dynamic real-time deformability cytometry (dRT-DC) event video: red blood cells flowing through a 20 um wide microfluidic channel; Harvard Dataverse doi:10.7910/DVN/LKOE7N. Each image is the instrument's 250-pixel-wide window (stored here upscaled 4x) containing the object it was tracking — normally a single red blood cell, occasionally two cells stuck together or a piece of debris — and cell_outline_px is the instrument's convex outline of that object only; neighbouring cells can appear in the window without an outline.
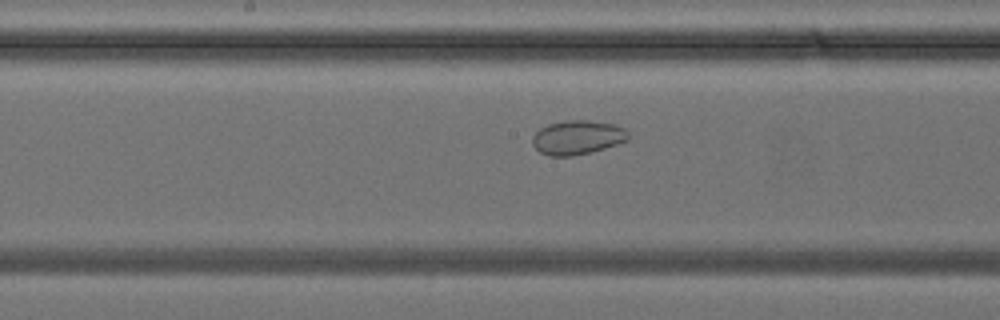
{"species": "common noctule bat (a hibernating species)", "species_latin": "Nyctalus noctula", "temperature_condition": "cold", "stored_images_in_passage": 19, "camera_frame_rate_fps": 3000, "um_per_image_px": 0.085, "animal": {"sex": "female", "body_mass_g": 24.6, "forearm_length_mm": 56.2}, "frame": {"image": 1, "passage_image": 13, "time_ms": 4.0, "image_size_px": [1000, 320], "cell_outline_px": [[628, 140], [592, 152], [572, 156], [548, 156], [540, 152], [532, 144], [532, 136], [540, 128], [548, 124], [564, 120], [588, 120], [616, 124], [624, 128], [628, 132]], "centroid_in_image_um": [49.07, 11.67], "position_along_channel_um": 199.1, "area_um2": 19.19}}